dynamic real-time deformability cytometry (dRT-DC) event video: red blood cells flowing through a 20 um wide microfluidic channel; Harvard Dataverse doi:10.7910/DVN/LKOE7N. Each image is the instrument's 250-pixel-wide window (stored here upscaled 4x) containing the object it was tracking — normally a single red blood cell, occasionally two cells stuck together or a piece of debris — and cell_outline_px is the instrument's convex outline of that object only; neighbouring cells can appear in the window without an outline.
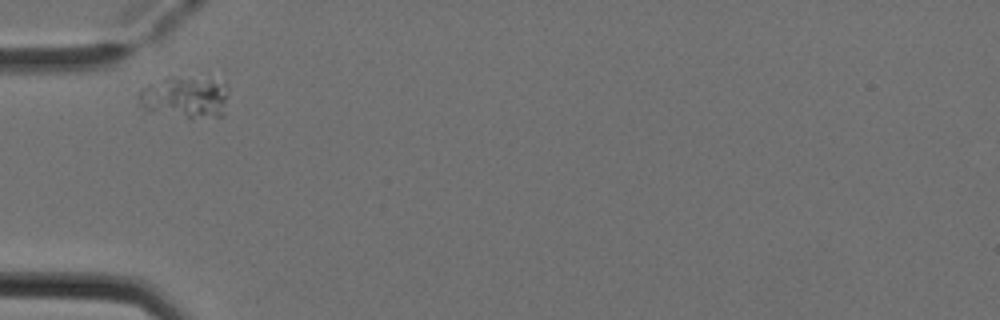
{"species": "Egyptian fruit bat (a non-hibernating species)", "species_latin": "Rousettus aegyptiacus", "temperature_condition": "cold", "stored_images_in_passage": 2, "camera_frame_rate_fps": 3000, "um_per_image_px": 0.085, "animal": {"sex": "female"}, "frame": {"image": 1, "passage_image": 1, "time_ms": 0.0, "image_size_px": [1000, 320], "cell_outline_px": [[228, 92], [224, 116], [188, 120], [144, 112], [140, 108], [136, 100], [136, 92], [140, 88], [148, 84], [168, 76], [176, 76], [224, 84], [228, 88]], "centroid_in_image_um": [15.59, 8.35], "position_along_channel_um": 69.4, "area_um2": 23.0}}
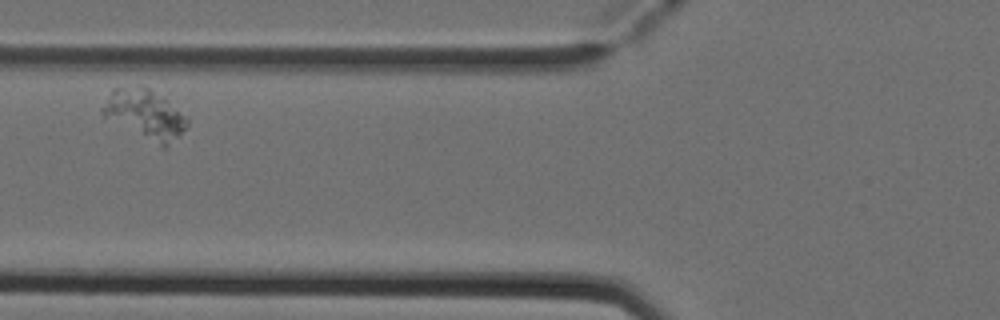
{"frame": {"image": 2, "passage_image": 2, "time_ms": 0.333, "image_size_px": [1000, 320], "cell_outline_px": [[188, 124], [164, 148], [104, 116], [100, 112], [100, 108], [112, 88], [144, 84], [152, 88], [164, 96], [188, 116]], "centroid_in_image_um": [12.32, 9.62], "position_along_channel_um": 113.5, "area_um2": 24.39}}